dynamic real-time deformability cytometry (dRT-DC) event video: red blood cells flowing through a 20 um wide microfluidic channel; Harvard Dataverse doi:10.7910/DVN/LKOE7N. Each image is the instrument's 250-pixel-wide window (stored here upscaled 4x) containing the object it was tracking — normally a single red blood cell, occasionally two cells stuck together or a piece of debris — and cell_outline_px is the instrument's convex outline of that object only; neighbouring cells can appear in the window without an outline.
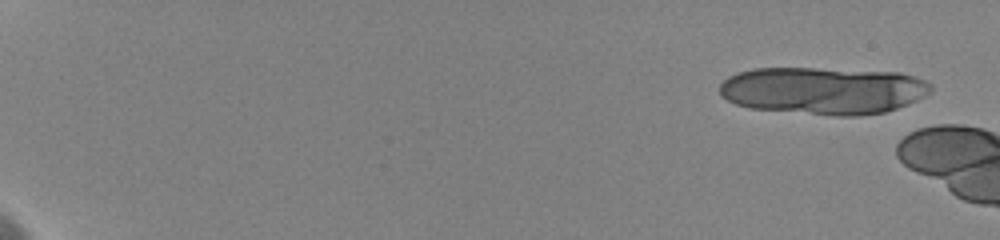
{"species": "human", "species_latin": "Homo sapiens", "temperature_condition": "cold", "stored_images_in_passage": 9, "camera_frame_rate_fps": 3000, "um_per_image_px": 0.085, "donor": {"sex": "female"}, "frame": {"image": 1, "passage_image": 1, "time_ms": 0.0, "image_size_px": [1000, 240], "cell_outline_px": [[932, 88], [924, 96], [916, 100], [896, 108], [884, 112], [856, 116], [836, 116], [752, 108], [736, 104], [720, 96], [720, 84], [728, 76], [736, 72], [752, 68], [812, 68], [900, 72], [924, 80], [932, 84]], "centroid_in_image_um": [69.94, 7.69], "position_along_channel_um": 15.1, "area_um2": 58.26}}